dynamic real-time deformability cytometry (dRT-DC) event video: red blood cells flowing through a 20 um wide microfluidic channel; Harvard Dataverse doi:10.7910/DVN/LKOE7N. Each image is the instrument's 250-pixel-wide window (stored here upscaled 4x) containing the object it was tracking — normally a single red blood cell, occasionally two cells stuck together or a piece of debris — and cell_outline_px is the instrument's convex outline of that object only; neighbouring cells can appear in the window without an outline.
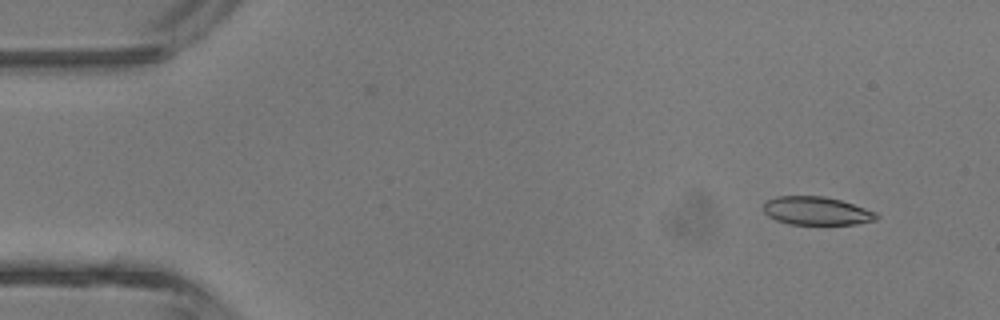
{"species": "common noctule bat (a hibernating species)", "species_latin": "Nyctalus noctula", "temperature_condition": "room temperature", "stored_images_in_passage": 5, "camera_frame_rate_fps": 3000, "um_per_image_px": 0.085, "animal": {"sex": "male", "body_mass_g": 13.3}, "frame": {"image": 1, "passage_image": 1, "time_ms": 0.0, "image_size_px": [1000, 320], "cell_outline_px": [[880, 216], [876, 220], [856, 224], [788, 224], [776, 220], [768, 216], [764, 212], [764, 200], [776, 196], [824, 196], [840, 200], [876, 212]], "centroid_in_image_um": [69.38, 17.92], "position_along_channel_um": 15.6, "area_um2": 18.67}}
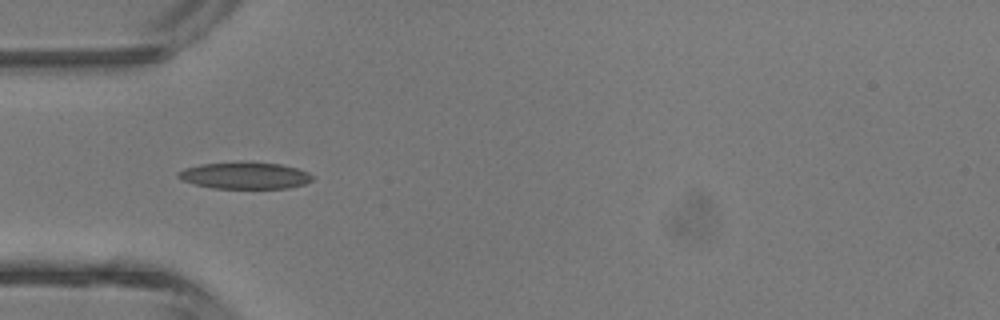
{"frame": {"image": 2, "passage_image": 4, "time_ms": 3.333, "image_size_px": [1000, 320], "cell_outline_px": [[312, 180], [304, 184], [288, 188], [212, 188], [180, 180], [176, 176], [176, 172], [184, 168], [200, 164], [240, 160], [280, 164], [296, 168], [308, 172], [312, 176]], "centroid_in_image_um": [20.75, 14.89], "position_along_channel_um": 64.2, "area_um2": 21.33}}
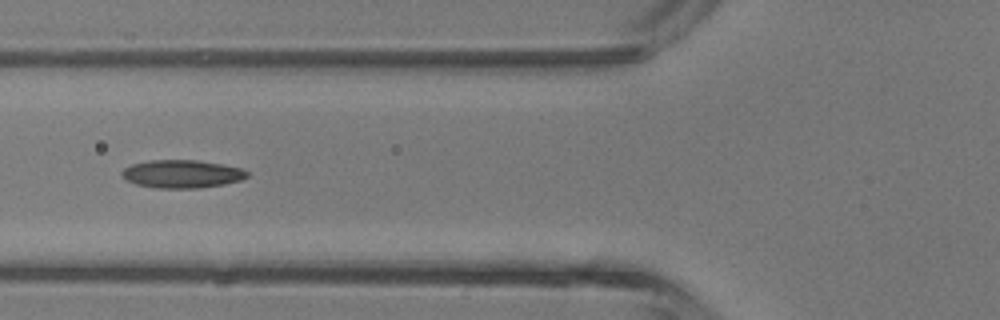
{"frame": {"image": 3, "passage_image": 5, "time_ms": 4.333, "image_size_px": [1000, 320], "cell_outline_px": [[248, 176], [240, 180], [224, 184], [200, 188], [156, 188], [136, 184], [120, 176], [120, 172], [124, 168], [132, 164], [148, 160], [196, 160], [220, 164], [240, 168], [248, 172]], "centroid_in_image_um": [15.42, 14.78], "position_along_channel_um": 110.4, "area_um2": 20.4}}